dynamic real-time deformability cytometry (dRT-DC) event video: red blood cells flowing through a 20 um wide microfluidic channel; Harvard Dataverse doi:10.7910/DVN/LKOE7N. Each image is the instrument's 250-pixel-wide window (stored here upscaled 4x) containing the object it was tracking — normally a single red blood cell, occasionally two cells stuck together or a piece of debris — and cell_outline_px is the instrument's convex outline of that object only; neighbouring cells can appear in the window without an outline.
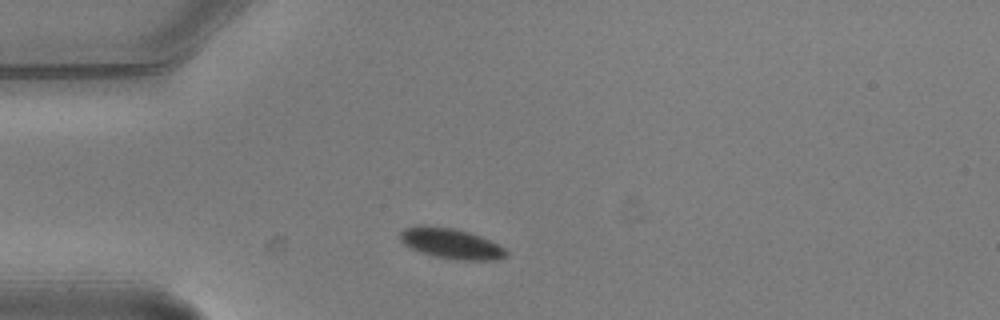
{"species": "common noctule bat (a hibernating species)", "species_latin": "Nyctalus noctula", "temperature_condition": "warm", "stored_images_in_passage": 6, "camera_frame_rate_fps": 3000, "um_per_image_px": 0.085, "animal": {"sex": "male", "body_mass_g": 20.5, "forearm_length_mm": 52.5}, "frame": {"image": 1, "passage_image": 6, "time_ms": 1.667, "image_size_px": [1000, 320], "cell_outline_px": [[508, 256], [496, 260], [460, 260], [436, 256], [420, 252], [404, 244], [400, 240], [400, 232], [404, 228], [420, 224], [452, 228], [468, 232], [480, 236], [504, 248], [508, 252]], "centroid_in_image_um": [38.32, 20.69], "position_along_channel_um": 46.7, "area_um2": 18.67}}